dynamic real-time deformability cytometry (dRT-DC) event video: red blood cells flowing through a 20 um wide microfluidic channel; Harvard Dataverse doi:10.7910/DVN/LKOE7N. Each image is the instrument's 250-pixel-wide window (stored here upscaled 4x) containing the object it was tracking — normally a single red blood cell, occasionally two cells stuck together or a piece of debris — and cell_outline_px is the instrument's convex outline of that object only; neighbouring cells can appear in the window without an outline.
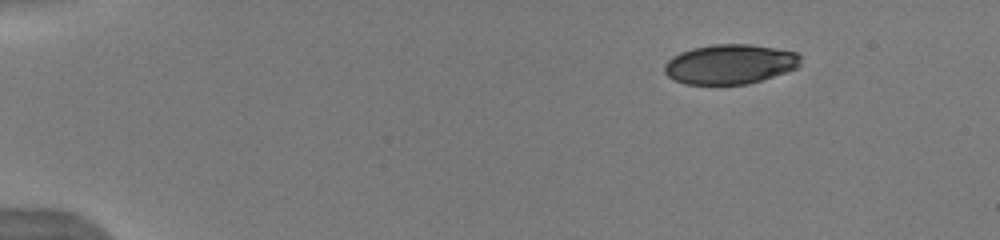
{"species": "human", "species_latin": "Homo sapiens", "temperature_condition": "warm", "stored_images_in_passage": 46, "camera_frame_rate_fps": 3000, "um_per_image_px": 0.085, "donor": {"sex": "male"}, "frame": {"image": 1, "passage_image": 1, "time_ms": 0.0, "image_size_px": [1000, 240], "cell_outline_px": [[800, 64], [796, 68], [748, 84], [684, 84], [668, 76], [664, 72], [664, 64], [672, 56], [680, 52], [692, 48], [712, 44], [748, 44], [796, 52], [800, 56]], "centroid_in_image_um": [62.0, 5.45], "position_along_channel_um": 23.0, "area_um2": 31.27}}
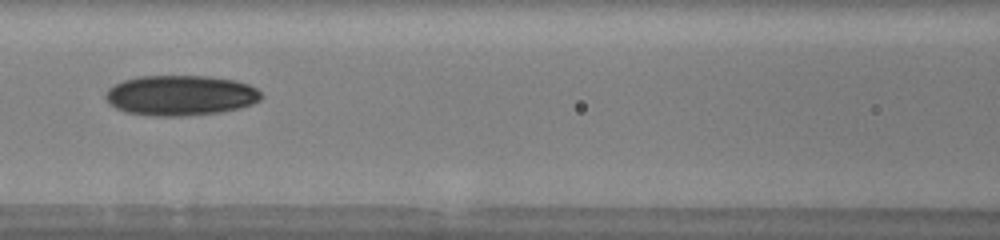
{"frame": {"image": 2, "passage_image": 19, "time_ms": 6.0, "image_size_px": [1000, 240], "cell_outline_px": [[264, 96], [260, 100], [252, 104], [240, 108], [220, 112], [184, 116], [156, 116], [124, 112], [108, 104], [104, 96], [108, 88], [124, 80], [140, 76], [208, 76], [236, 80], [248, 84], [256, 88]], "centroid_in_image_um": [15.34, 8.11], "position_along_channel_um": 151.3, "area_um2": 36.76}}
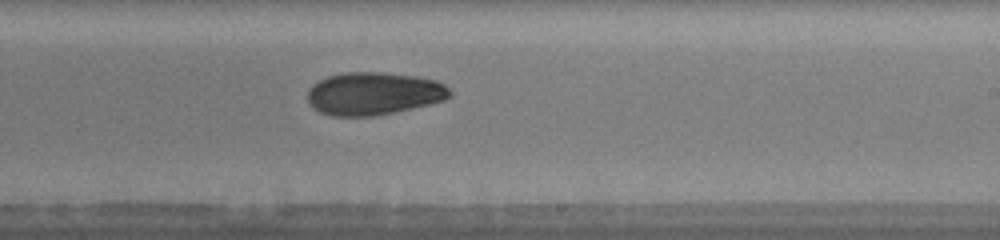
{"frame": {"image": 3, "passage_image": 27, "time_ms": 8.667, "image_size_px": [1000, 240], "cell_outline_px": [[452, 96], [444, 100], [412, 108], [376, 116], [332, 116], [320, 112], [312, 108], [308, 100], [308, 88], [312, 84], [328, 76], [348, 72], [380, 72], [416, 76], [436, 80], [444, 84], [452, 92]], "centroid_in_image_um": [31.76, 7.95], "position_along_channel_um": 257.2, "area_um2": 35.55}, "authors_computed_cell_mechanics": {"area_um2": 34.2176, "velocity_mm_per_s": 3.9827, "shape_relaxation_time_tau1_ms": 6.604, "shape_relaxation_time_tau2_ms": null, "deformation_change_tau1": 0.1351, "deformation_change_tau2": null}}